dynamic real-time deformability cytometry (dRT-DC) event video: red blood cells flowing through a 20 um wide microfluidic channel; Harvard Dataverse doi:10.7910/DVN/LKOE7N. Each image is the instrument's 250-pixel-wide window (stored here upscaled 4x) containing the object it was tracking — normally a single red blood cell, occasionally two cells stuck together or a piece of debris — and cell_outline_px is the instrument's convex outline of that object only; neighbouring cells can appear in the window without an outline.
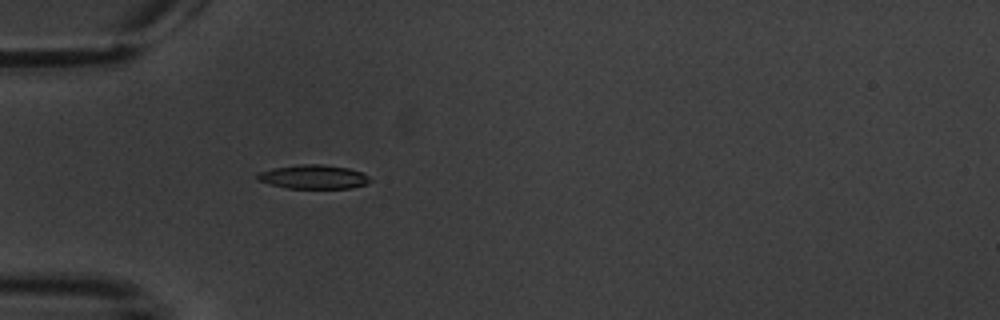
{"species": "common noctule bat (a hibernating species)", "species_latin": "Nyctalus noctula", "temperature_condition": "warm", "stored_images_in_passage": 4, "camera_frame_rate_fps": 3000, "um_per_image_px": 0.085, "animal": {"sex": "male", "body_mass_g": 20.1, "forearm_length_mm": 53.5}, "frame": {"image": 1, "passage_image": 4, "time_ms": 4.667, "image_size_px": [1000, 320], "cell_outline_px": [[372, 180], [368, 184], [352, 188], [288, 188], [256, 180], [256, 176], [260, 172], [272, 168], [296, 164], [320, 164], [348, 168], [364, 172]], "centroid_in_image_um": [26.68, 15.03], "position_along_channel_um": 58.3, "area_um2": 15.84}}